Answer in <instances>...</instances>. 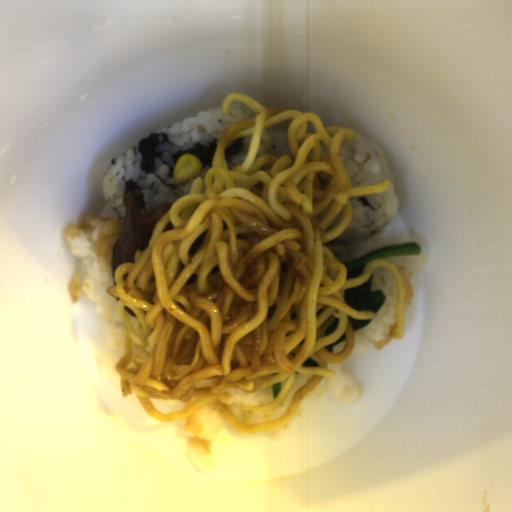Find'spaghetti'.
<instances>
[{"label":"spaghetti","instance_id":"c7327b10","mask_svg":"<svg viewBox=\"0 0 512 512\" xmlns=\"http://www.w3.org/2000/svg\"><path fill=\"white\" fill-rule=\"evenodd\" d=\"M254 116L225 126L211 167L188 195L156 223L145 250L114 273L107 294L117 297L124 353L114 366L123 398L134 393L153 420L172 422L215 406L241 434L289 423L301 400L329 364L350 358L355 337L348 316L373 320L374 311L352 308L348 288L376 268L393 273L397 289L394 339L405 336L404 299L390 260L369 261L354 278L335 259L345 244L332 242L352 221L354 197L380 194L377 186L353 187L339 155L350 128L325 126L314 112L264 107L247 94L229 93ZM273 127L278 153L256 156L262 130ZM250 135L245 161L228 169L227 144ZM312 379L276 420L255 424L250 415L276 409L296 374ZM284 381L267 404L242 406L236 419L227 405L230 388L258 392Z\"/></svg>","mask_w":512,"mask_h":512}]
</instances>
